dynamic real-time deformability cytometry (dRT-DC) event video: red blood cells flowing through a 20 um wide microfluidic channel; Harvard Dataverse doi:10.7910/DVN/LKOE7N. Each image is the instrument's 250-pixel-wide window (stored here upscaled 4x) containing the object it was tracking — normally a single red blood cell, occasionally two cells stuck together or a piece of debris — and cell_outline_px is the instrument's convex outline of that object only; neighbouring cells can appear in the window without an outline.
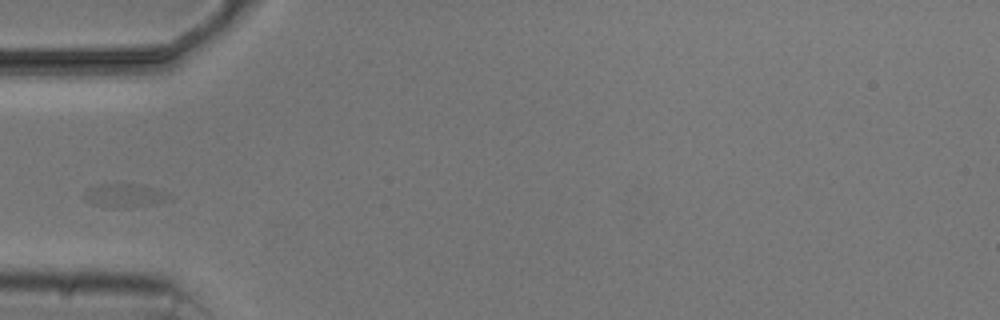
{"species": "common noctule bat (a hibernating species)", "species_latin": "Nyctalus noctula", "temperature_condition": "cold", "stored_images_in_passage": 2, "camera_frame_rate_fps": 3000, "um_per_image_px": 0.085, "animal": {"sex": "male", "body_mass_g": 20.5, "forearm_length_mm": 52.5}, "frame": {"image": 1, "passage_image": 2, "time_ms": 1.0, "image_size_px": [1000, 320], "cell_outline_px": [[172, 196], [168, 200], [148, 204], [116, 208], [112, 208], [96, 204], [88, 200], [84, 196], [88, 188], [92, 184], [136, 184], [152, 188], [164, 192]], "centroid_in_image_um": [10.54, 16.59], "position_along_channel_um": 74.5, "area_um2": 11.16}}